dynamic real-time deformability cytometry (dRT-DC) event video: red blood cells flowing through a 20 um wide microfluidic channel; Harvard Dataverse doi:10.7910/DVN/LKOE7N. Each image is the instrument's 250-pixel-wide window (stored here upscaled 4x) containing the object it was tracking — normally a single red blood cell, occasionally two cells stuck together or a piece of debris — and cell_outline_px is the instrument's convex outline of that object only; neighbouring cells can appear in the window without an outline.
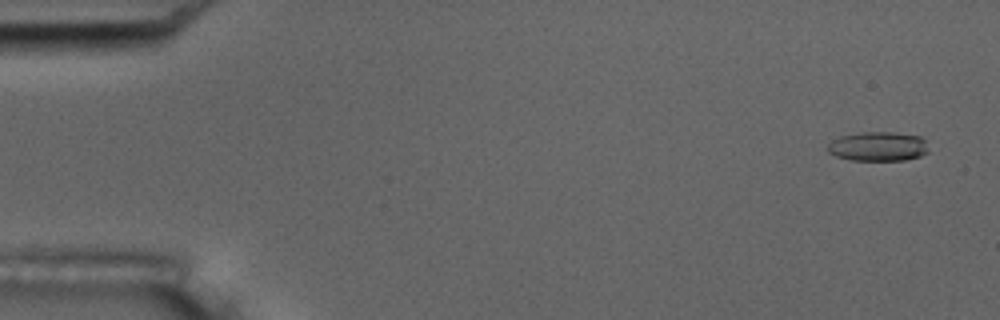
{"species": "common noctule bat (a hibernating species)", "species_latin": "Nyctalus noctula", "temperature_condition": "room temperature", "stored_images_in_passage": 4, "camera_frame_rate_fps": 3000, "um_per_image_px": 0.085, "animal": {"sex": "male", "body_mass_g": 17.5, "forearm_length_mm": 52.3}, "frame": {"image": 1, "passage_image": 1, "time_ms": 0.0, "image_size_px": [1000, 320], "cell_outline_px": [[928, 152], [920, 156], [904, 160], [852, 160], [836, 156], [828, 152], [828, 144], [832, 140], [840, 136], [860, 132], [892, 132], [920, 136], [924, 140]], "centroid_in_image_um": [74.62, 12.44], "position_along_channel_um": 10.4, "area_um2": 17.17}}